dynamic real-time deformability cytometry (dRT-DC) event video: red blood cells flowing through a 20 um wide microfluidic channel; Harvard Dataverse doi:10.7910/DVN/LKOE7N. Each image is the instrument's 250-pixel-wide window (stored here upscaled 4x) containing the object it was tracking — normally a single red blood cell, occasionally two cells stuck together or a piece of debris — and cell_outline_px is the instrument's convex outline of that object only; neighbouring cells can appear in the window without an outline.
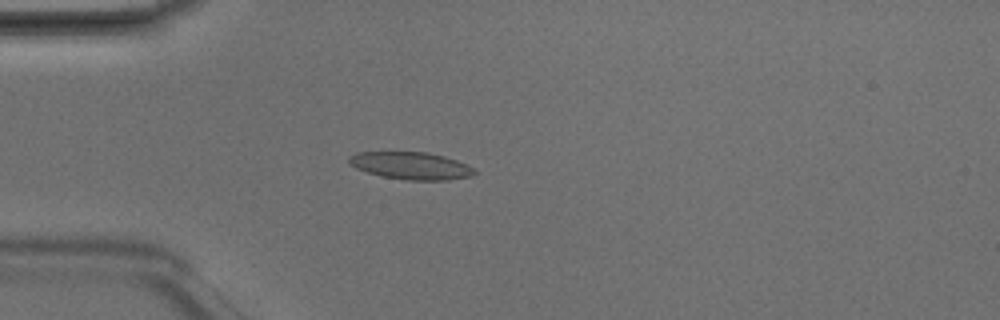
{"species": "Egyptian fruit bat (a non-hibernating species)", "species_latin": "Rousettus aegyptiacus", "temperature_condition": "room temperature", "stored_images_in_passage": 5, "camera_frame_rate_fps": 3000, "um_per_image_px": 0.085, "animal": {"sex": "male"}, "frame": {"image": 1, "passage_image": 5, "time_ms": 1.333, "image_size_px": [1000, 320], "cell_outline_px": [[476, 172], [472, 176], [448, 180], [408, 180], [380, 176], [356, 168], [348, 164], [348, 156], [356, 152], [428, 152], [444, 156], [456, 160], [472, 168]], "centroid_in_image_um": [34.88, 14.08], "position_along_channel_um": 50.1, "area_um2": 20.0}}